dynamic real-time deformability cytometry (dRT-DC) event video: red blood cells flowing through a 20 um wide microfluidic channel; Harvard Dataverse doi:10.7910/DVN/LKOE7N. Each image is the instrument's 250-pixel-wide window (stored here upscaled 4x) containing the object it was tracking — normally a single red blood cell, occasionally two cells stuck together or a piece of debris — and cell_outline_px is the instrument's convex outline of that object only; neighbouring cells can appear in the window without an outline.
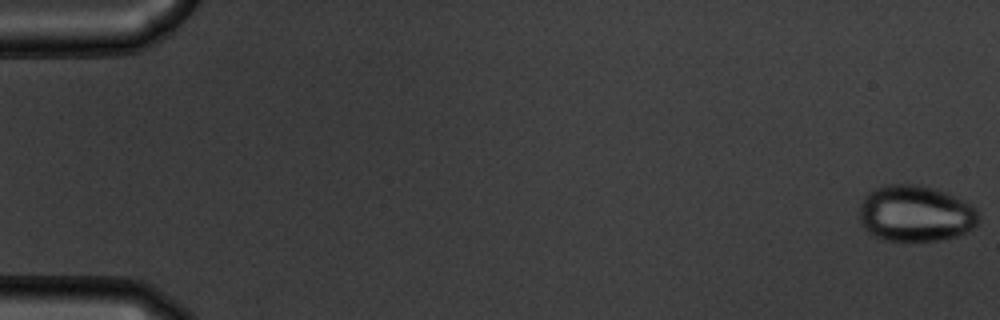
{"species": "common noctule bat (a hibernating species)", "species_latin": "Nyctalus noctula", "temperature_condition": "warm", "stored_images_in_passage": 55, "camera_frame_rate_fps": 3000, "um_per_image_px": 0.085, "animal": {"sex": "male", "body_mass_g": 19.5, "forearm_length_mm": 54.6}, "frame": {"image": 1, "passage_image": 1, "time_ms": 0.0, "image_size_px": [1000, 320], "cell_outline_px": [[980, 220], [972, 228], [956, 236], [940, 240], [880, 240], [868, 232], [864, 228], [860, 220], [860, 204], [864, 196], [868, 192], [876, 188], [888, 184], [920, 184], [948, 192], [956, 196], [976, 208], [980, 216]], "centroid_in_image_um": [77.81, 18.13], "position_along_channel_um": 7.2, "area_um2": 39.3}}
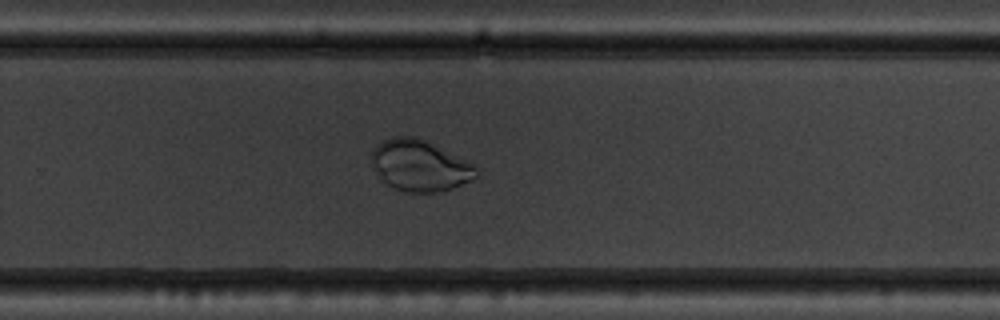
{"frame": {"image": 2, "passage_image": 37, "time_ms": 12.0, "image_size_px": [1000, 320], "cell_outline_px": [[476, 176], [472, 180], [452, 188], [436, 192], [408, 192], [392, 188], [380, 176], [372, 160], [372, 148], [376, 144], [392, 136], [416, 136], [476, 164]], "centroid_in_image_um": [35.7, 14.06], "position_along_channel_um": 294.1, "area_um2": 30.98}}
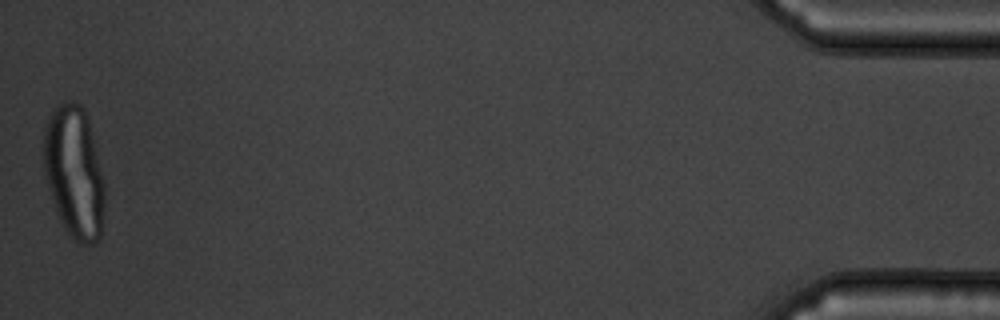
{"frame": {"image": 3, "passage_image": 55, "time_ms": 18.0, "image_size_px": [1000, 320], "cell_outline_px": [[104, 204], [100, 236], [92, 244], [80, 244], [68, 232], [56, 208], [44, 176], [44, 128], [48, 116], [60, 104], [68, 100], [80, 104], [84, 108], [88, 120], [104, 184]], "centroid_in_image_um": [6.29, 14.61], "position_along_channel_um": 428.9, "area_um2": 46.01}}